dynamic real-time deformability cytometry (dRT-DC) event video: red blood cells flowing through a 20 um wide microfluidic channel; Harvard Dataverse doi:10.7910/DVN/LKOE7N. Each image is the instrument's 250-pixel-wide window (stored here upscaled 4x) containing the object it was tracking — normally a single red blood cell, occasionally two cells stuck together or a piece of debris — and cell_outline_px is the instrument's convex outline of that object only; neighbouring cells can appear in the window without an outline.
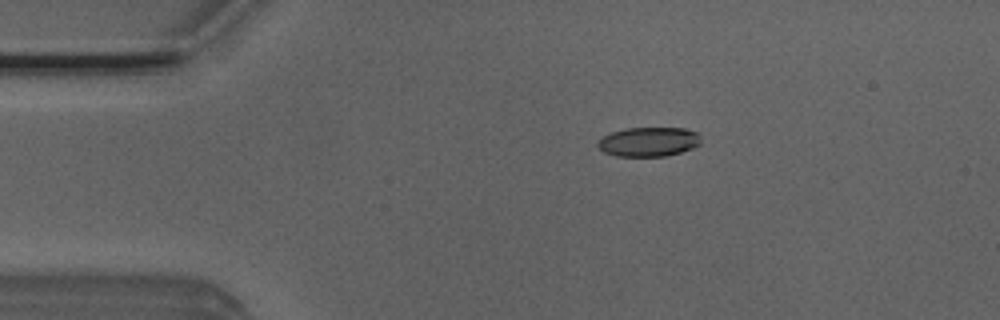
{"species": "Egyptian fruit bat (a non-hibernating species)", "species_latin": "Rousettus aegyptiacus", "temperature_condition": "room temperature", "stored_images_in_passage": 45, "camera_frame_rate_fps": 3000, "um_per_image_px": 0.085, "animal": {"sex": "male"}, "frame": {"image": 1, "passage_image": 2, "time_ms": 0.333, "image_size_px": [1000, 320], "cell_outline_px": [[700, 144], [692, 148], [680, 152], [664, 156], [616, 156], [604, 152], [596, 144], [604, 136], [612, 132], [628, 128], [684, 128], [696, 132], [700, 136]], "centroid_in_image_um": [55.15, 12.05], "position_along_channel_um": 29.9, "area_um2": 17.46}}
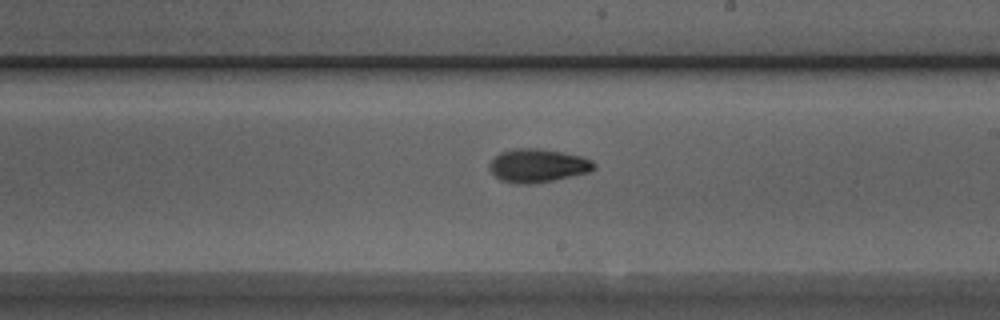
{"frame": {"image": 2, "passage_image": 22, "time_ms": 7.0, "image_size_px": [1000, 320], "cell_outline_px": [[596, 168], [588, 172], [552, 180], [532, 184], [516, 184], [500, 180], [488, 168], [488, 164], [500, 152], [512, 148], [540, 148], [580, 156], [592, 160], [596, 164]], "centroid_in_image_um": [45.68, 14.07], "position_along_channel_um": 243.3, "area_um2": 20.35}}
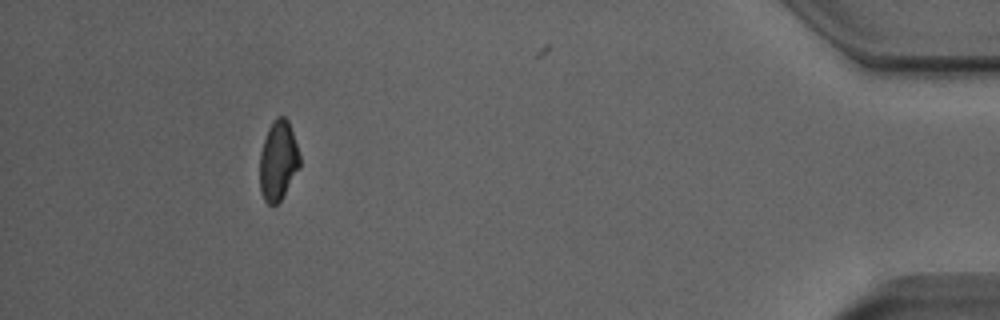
{"frame": {"image": 3, "passage_image": 40, "time_ms": 13.0, "image_size_px": [1000, 320], "cell_outline_px": [[300, 168], [280, 200], [276, 204], [268, 204], [264, 200], [260, 192], [260, 152], [268, 128], [272, 120], [276, 116], [284, 116], [288, 120], [300, 156]], "centroid_in_image_um": [23.64, 13.64], "position_along_channel_um": 411.6, "area_um2": 18.55}, "authors_computed_cell_mechanics": {"area_um2": 19.1318, "velocity_mm_per_s": 3.9239, "shape_relaxation_time_tau1_ms": 7.0447, "shape_relaxation_time_tau2_ms": 4.1948, "deformation_change_tau1": 0.1844, "deformation_change_tau2": 0.0922}}